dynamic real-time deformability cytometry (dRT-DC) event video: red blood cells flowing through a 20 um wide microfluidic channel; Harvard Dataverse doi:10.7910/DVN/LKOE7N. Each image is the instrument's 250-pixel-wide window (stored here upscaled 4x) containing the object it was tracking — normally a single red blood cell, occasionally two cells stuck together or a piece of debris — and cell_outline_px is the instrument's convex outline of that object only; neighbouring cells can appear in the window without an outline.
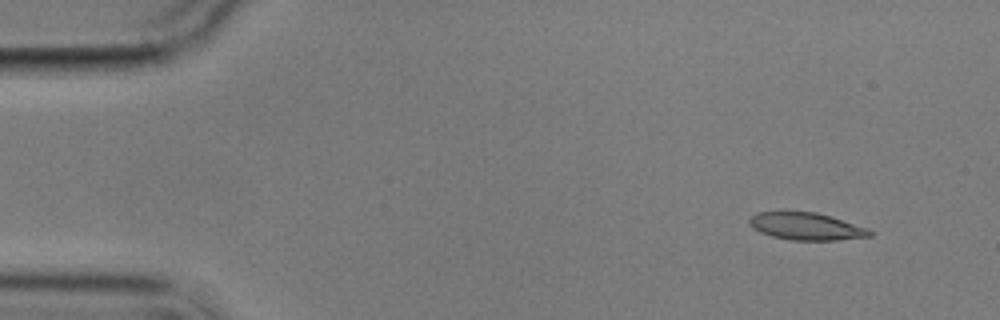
{"species": "common noctule bat (a hibernating species)", "species_latin": "Nyctalus noctula", "temperature_condition": "cold", "stored_images_in_passage": 4, "camera_frame_rate_fps": 3000, "um_per_image_px": 0.085, "animal": {"sex": "male", "body_mass_g": 17.9}, "frame": {"image": 1, "passage_image": 2, "time_ms": 1.0, "image_size_px": [1000, 320], "cell_outline_px": [[872, 236], [836, 240], [788, 240], [772, 236], [760, 232], [752, 228], [748, 224], [748, 220], [756, 212], [816, 212], [832, 216], [868, 228], [872, 232]], "centroid_in_image_um": [68.52, 19.24], "position_along_channel_um": 16.5, "area_um2": 19.25}}
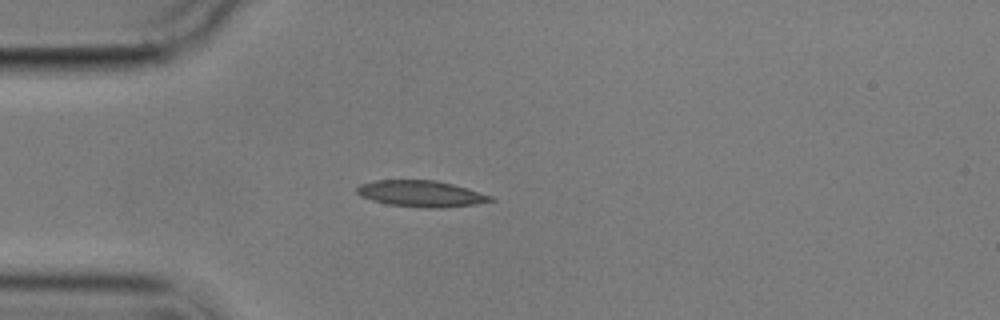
{"frame": {"image": 2, "passage_image": 4, "time_ms": 4.333, "image_size_px": [1000, 320], "cell_outline_px": [[496, 200], [476, 204], [444, 208], [424, 208], [388, 204], [372, 200], [360, 196], [356, 192], [356, 188], [360, 184], [376, 180], [436, 180], [468, 188], [492, 196]], "centroid_in_image_um": [35.8, 16.47], "position_along_channel_um": 49.2, "area_um2": 20.58}}